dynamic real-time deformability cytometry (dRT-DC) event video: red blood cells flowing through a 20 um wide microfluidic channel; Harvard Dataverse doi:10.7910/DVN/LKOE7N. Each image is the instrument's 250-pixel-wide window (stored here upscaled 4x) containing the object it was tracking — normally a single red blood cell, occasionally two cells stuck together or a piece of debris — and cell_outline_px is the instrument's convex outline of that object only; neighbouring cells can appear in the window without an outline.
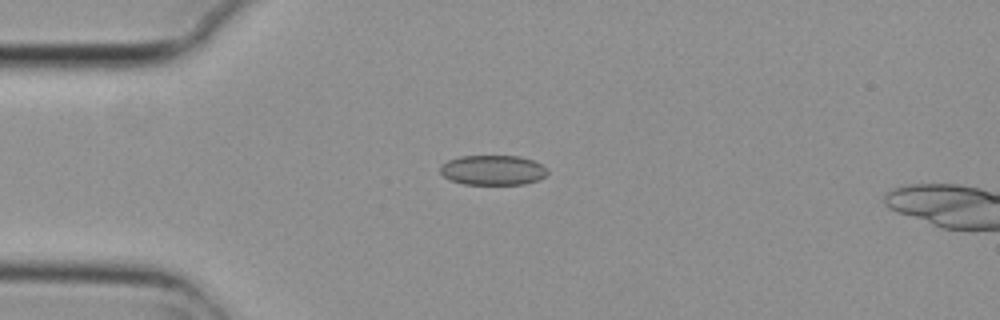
{"species": "common noctule bat (a hibernating species)", "species_latin": "Nyctalus noctula", "temperature_condition": "cold", "stored_images_in_passage": 5, "camera_frame_rate_fps": 3000, "um_per_image_px": 0.085, "animal": {"sex": "female", "body_mass_g": 29.2, "forearm_length_mm": 56.3}, "frame": {"image": 1, "passage_image": 4, "time_ms": 1.0, "image_size_px": [1000, 320], "cell_outline_px": [[548, 172], [540, 180], [524, 184], [464, 184], [452, 180], [444, 176], [440, 172], [440, 164], [448, 160], [460, 156], [520, 156], [532, 160], [548, 168]], "centroid_in_image_um": [41.9, 14.46], "position_along_channel_um": 43.1, "area_um2": 18.73}}